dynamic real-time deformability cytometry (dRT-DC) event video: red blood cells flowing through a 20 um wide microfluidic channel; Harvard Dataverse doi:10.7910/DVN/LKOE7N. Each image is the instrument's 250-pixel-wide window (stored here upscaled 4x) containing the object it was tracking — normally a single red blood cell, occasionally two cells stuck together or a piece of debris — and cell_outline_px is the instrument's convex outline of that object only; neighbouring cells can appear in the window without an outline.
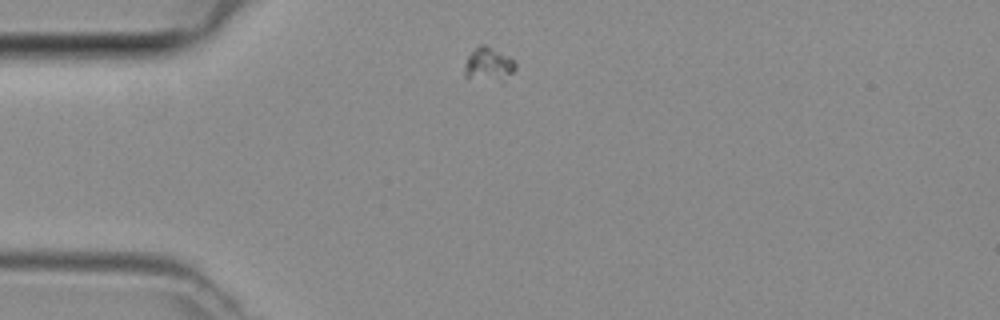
{"species": "common noctule bat (a hibernating species)", "species_latin": "Nyctalus noctula", "temperature_condition": "room temperature", "stored_images_in_passage": 5, "camera_frame_rate_fps": 3000, "um_per_image_px": 0.085, "animal": {"sex": "female", "body_mass_g": 29.2, "forearm_length_mm": 56.3}, "frame": {"image": 1, "passage_image": 1, "time_ms": 0.0, "image_size_px": [1000, 320], "cell_outline_px": [[516, 68], [500, 84], [464, 76], [464, 64], [468, 56], [480, 44], [488, 44], [508, 56], [516, 64]], "centroid_in_image_um": [41.53, 5.5], "position_along_channel_um": 43.5, "area_um2": 10.29}}
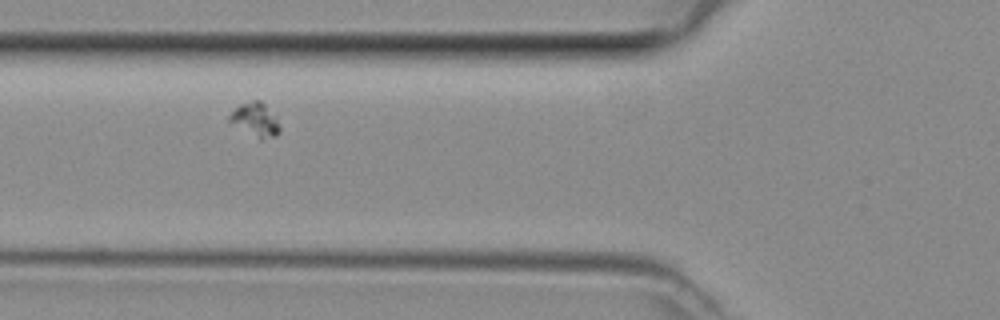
{"frame": {"image": 2, "passage_image": 3, "time_ms": 0.667, "image_size_px": [1000, 320], "cell_outline_px": [[280, 132], [276, 136], [260, 140], [228, 124], [228, 116], [240, 104], [252, 100], [260, 100], [276, 116], [280, 128]], "centroid_in_image_um": [21.67, 10.2], "position_along_channel_um": 104.1, "area_um2": 10.17}}